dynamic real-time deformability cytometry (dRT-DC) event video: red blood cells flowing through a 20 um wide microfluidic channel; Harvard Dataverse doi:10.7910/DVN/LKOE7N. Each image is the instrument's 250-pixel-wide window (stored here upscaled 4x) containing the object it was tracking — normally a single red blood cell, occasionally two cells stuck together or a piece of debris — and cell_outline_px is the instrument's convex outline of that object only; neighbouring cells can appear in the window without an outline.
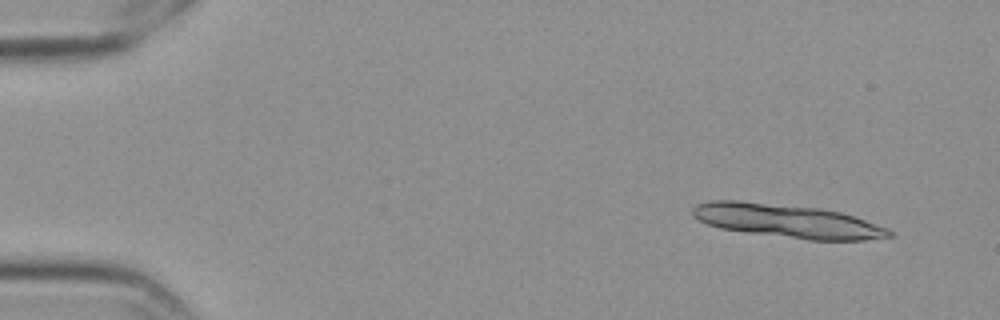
{"species": "Egyptian fruit bat (a non-hibernating species)", "species_latin": "Rousettus aegyptiacus", "temperature_condition": "cold", "stored_images_in_passage": 11, "camera_frame_rate_fps": 3000, "um_per_image_px": 0.085, "frame": {"image": 1, "passage_image": 1, "time_ms": 0.0, "image_size_px": [1000, 320], "cell_outline_px": [[896, 236], [864, 240], [808, 240], [748, 232], [720, 228], [708, 224], [692, 216], [692, 208], [696, 204], [708, 200], [736, 200], [820, 208], [840, 212], [888, 228], [896, 232]], "centroid_in_image_um": [66.94, 18.78], "position_along_channel_um": 18.1, "area_um2": 38.32}}